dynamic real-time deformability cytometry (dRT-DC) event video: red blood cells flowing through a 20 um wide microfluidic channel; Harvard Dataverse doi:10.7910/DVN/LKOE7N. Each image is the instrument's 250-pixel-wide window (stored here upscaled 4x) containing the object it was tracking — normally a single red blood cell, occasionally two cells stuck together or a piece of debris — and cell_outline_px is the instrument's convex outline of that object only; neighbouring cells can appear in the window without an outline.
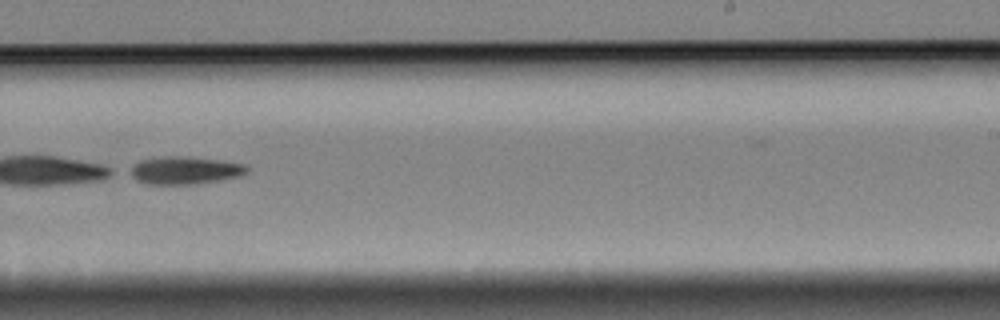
{"species": "Egyptian fruit bat (a non-hibernating species)", "species_latin": "Rousettus aegyptiacus", "temperature_condition": "cold", "stored_images_in_passage": 43, "segment_of_instrument_passage": [2, 2], "camera_frame_rate_fps": 3000, "um_per_image_px": 0.085, "animal": {"sex": "female"}, "frame": {"image": 1, "passage_image": 32, "time_ms": 10.333, "image_size_px": [1000, 320], "cell_outline_px": [[248, 172], [240, 176], [220, 180], [192, 184], [148, 184], [136, 180], [124, 172], [132, 164], [140, 160], [160, 156], [184, 156], [224, 160], [244, 164], [248, 168]], "centroid_in_image_um": [15.63, 14.47], "position_along_channel_um": 273.4, "area_um2": 19.31}}